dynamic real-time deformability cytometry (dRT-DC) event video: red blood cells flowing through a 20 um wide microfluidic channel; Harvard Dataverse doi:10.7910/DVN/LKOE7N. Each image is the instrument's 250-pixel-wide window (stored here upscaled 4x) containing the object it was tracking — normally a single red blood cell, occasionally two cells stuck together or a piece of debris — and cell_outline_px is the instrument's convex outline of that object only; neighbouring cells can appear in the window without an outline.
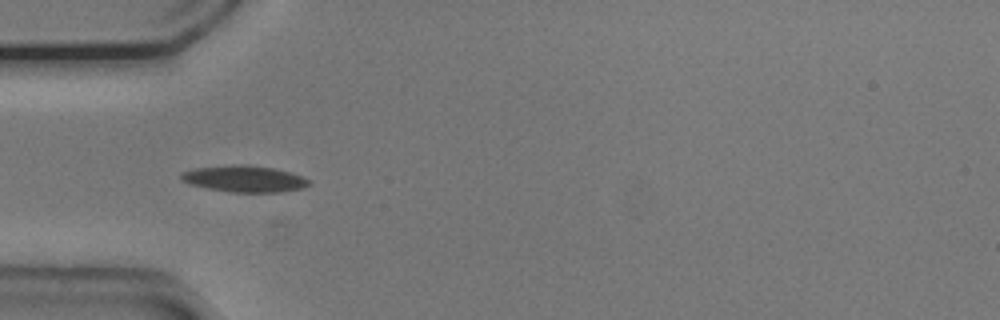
{"species": "common noctule bat (a hibernating species)", "species_latin": "Nyctalus noctula", "temperature_condition": "cold", "stored_images_in_passage": 18, "camera_frame_rate_fps": 3000, "um_per_image_px": 0.085, "animal": {"sex": "male", "body_mass_g": 20.5, "forearm_length_mm": 52.5}, "frame": {"image": 1, "passage_image": 3, "time_ms": 0.667, "image_size_px": [1000, 320], "cell_outline_px": [[312, 184], [304, 188], [280, 192], [232, 192], [208, 188], [188, 184], [180, 176], [180, 172], [192, 168], [232, 164], [248, 164], [272, 168], [304, 176], [312, 180]], "centroid_in_image_um": [20.8, 15.19], "position_along_channel_um": 64.2, "area_um2": 20.0}}